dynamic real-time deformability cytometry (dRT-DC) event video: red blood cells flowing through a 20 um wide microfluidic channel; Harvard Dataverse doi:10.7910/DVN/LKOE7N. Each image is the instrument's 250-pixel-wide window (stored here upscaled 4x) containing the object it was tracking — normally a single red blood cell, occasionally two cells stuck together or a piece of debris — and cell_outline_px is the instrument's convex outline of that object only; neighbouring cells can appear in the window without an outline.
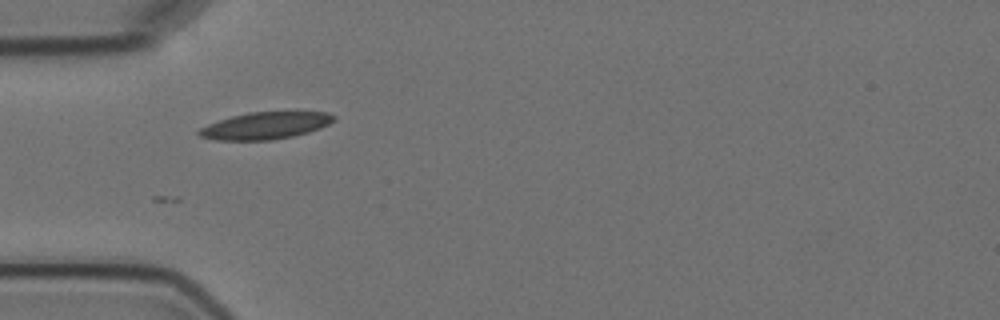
{"species": "Egyptian fruit bat (a non-hibernating species)", "species_latin": "Rousettus aegyptiacus", "temperature_condition": "cold", "stored_images_in_passage": 5, "camera_frame_rate_fps": 3000, "um_per_image_px": 0.085, "animal": {"sex": "female"}, "frame": {"image": 1, "passage_image": 5, "time_ms": 5.333, "image_size_px": [1000, 320], "cell_outline_px": [[336, 120], [320, 128], [308, 132], [292, 136], [272, 140], [216, 140], [200, 136], [196, 132], [200, 128], [208, 124], [232, 116], [248, 112], [328, 112], [336, 116]], "centroid_in_image_um": [22.57, 10.68], "position_along_channel_um": 62.4, "area_um2": 21.15}}